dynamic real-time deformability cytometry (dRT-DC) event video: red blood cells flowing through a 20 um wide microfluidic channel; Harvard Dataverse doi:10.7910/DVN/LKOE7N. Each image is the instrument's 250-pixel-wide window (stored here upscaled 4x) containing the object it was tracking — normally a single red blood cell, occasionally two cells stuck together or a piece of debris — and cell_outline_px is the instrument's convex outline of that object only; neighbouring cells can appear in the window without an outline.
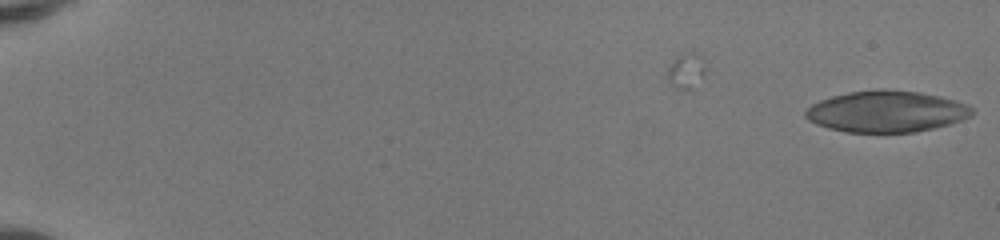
{"species": "human", "species_latin": "Homo sapiens", "temperature_condition": "room temperature", "stored_images_in_passage": 10, "camera_frame_rate_fps": 3000, "um_per_image_px": 0.085, "donor": {"sex": "female"}, "frame": {"image": 1, "passage_image": 10, "time_ms": 3.0, "image_size_px": [1000, 240], "cell_outline_px": [[972, 116], [948, 124], [916, 132], [848, 132], [828, 128], [816, 124], [808, 120], [804, 116], [804, 112], [812, 104], [820, 100], [832, 96], [848, 92], [916, 92], [936, 96], [952, 100], [964, 104], [972, 108]], "centroid_in_image_um": [75.29, 9.52], "position_along_channel_um": 9.7, "area_um2": 38.84}}